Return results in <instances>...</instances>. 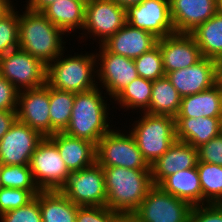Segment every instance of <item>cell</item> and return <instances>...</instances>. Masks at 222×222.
I'll list each match as a JSON object with an SVG mask.
<instances>
[{
    "label": "cell",
    "mask_w": 222,
    "mask_h": 222,
    "mask_svg": "<svg viewBox=\"0 0 222 222\" xmlns=\"http://www.w3.org/2000/svg\"><path fill=\"white\" fill-rule=\"evenodd\" d=\"M198 152L192 145L176 140L170 148L152 165L151 175L153 185L158 186L166 177L197 167Z\"/></svg>",
    "instance_id": "cell-20"
},
{
    "label": "cell",
    "mask_w": 222,
    "mask_h": 222,
    "mask_svg": "<svg viewBox=\"0 0 222 222\" xmlns=\"http://www.w3.org/2000/svg\"><path fill=\"white\" fill-rule=\"evenodd\" d=\"M86 1L57 0L47 6L42 13L67 36L71 35L74 38L72 32L80 35L85 24Z\"/></svg>",
    "instance_id": "cell-23"
},
{
    "label": "cell",
    "mask_w": 222,
    "mask_h": 222,
    "mask_svg": "<svg viewBox=\"0 0 222 222\" xmlns=\"http://www.w3.org/2000/svg\"><path fill=\"white\" fill-rule=\"evenodd\" d=\"M192 205L153 186L128 222H189Z\"/></svg>",
    "instance_id": "cell-8"
},
{
    "label": "cell",
    "mask_w": 222,
    "mask_h": 222,
    "mask_svg": "<svg viewBox=\"0 0 222 222\" xmlns=\"http://www.w3.org/2000/svg\"><path fill=\"white\" fill-rule=\"evenodd\" d=\"M134 64L138 76L144 79L154 81L166 75L163 67L162 54L158 45L134 59Z\"/></svg>",
    "instance_id": "cell-34"
},
{
    "label": "cell",
    "mask_w": 222,
    "mask_h": 222,
    "mask_svg": "<svg viewBox=\"0 0 222 222\" xmlns=\"http://www.w3.org/2000/svg\"><path fill=\"white\" fill-rule=\"evenodd\" d=\"M217 84L222 87V57L216 60Z\"/></svg>",
    "instance_id": "cell-44"
},
{
    "label": "cell",
    "mask_w": 222,
    "mask_h": 222,
    "mask_svg": "<svg viewBox=\"0 0 222 222\" xmlns=\"http://www.w3.org/2000/svg\"><path fill=\"white\" fill-rule=\"evenodd\" d=\"M120 6L127 8L129 5H134L139 3L141 0H114Z\"/></svg>",
    "instance_id": "cell-45"
},
{
    "label": "cell",
    "mask_w": 222,
    "mask_h": 222,
    "mask_svg": "<svg viewBox=\"0 0 222 222\" xmlns=\"http://www.w3.org/2000/svg\"><path fill=\"white\" fill-rule=\"evenodd\" d=\"M133 120L129 127H124L134 137L144 160L152 166L177 140L175 117L141 112Z\"/></svg>",
    "instance_id": "cell-5"
},
{
    "label": "cell",
    "mask_w": 222,
    "mask_h": 222,
    "mask_svg": "<svg viewBox=\"0 0 222 222\" xmlns=\"http://www.w3.org/2000/svg\"><path fill=\"white\" fill-rule=\"evenodd\" d=\"M0 222H42L39 193L28 204L1 214Z\"/></svg>",
    "instance_id": "cell-37"
},
{
    "label": "cell",
    "mask_w": 222,
    "mask_h": 222,
    "mask_svg": "<svg viewBox=\"0 0 222 222\" xmlns=\"http://www.w3.org/2000/svg\"><path fill=\"white\" fill-rule=\"evenodd\" d=\"M96 45L99 50L93 51L96 56L97 86L103 88L112 101L138 77V73L133 59L111 53L97 43Z\"/></svg>",
    "instance_id": "cell-11"
},
{
    "label": "cell",
    "mask_w": 222,
    "mask_h": 222,
    "mask_svg": "<svg viewBox=\"0 0 222 222\" xmlns=\"http://www.w3.org/2000/svg\"><path fill=\"white\" fill-rule=\"evenodd\" d=\"M176 33H190L218 12V0H169Z\"/></svg>",
    "instance_id": "cell-18"
},
{
    "label": "cell",
    "mask_w": 222,
    "mask_h": 222,
    "mask_svg": "<svg viewBox=\"0 0 222 222\" xmlns=\"http://www.w3.org/2000/svg\"><path fill=\"white\" fill-rule=\"evenodd\" d=\"M181 97L200 93L217 84L216 60L203 57L194 65L166 74Z\"/></svg>",
    "instance_id": "cell-17"
},
{
    "label": "cell",
    "mask_w": 222,
    "mask_h": 222,
    "mask_svg": "<svg viewBox=\"0 0 222 222\" xmlns=\"http://www.w3.org/2000/svg\"><path fill=\"white\" fill-rule=\"evenodd\" d=\"M40 191L0 188V215L12 209L20 208L32 201Z\"/></svg>",
    "instance_id": "cell-36"
},
{
    "label": "cell",
    "mask_w": 222,
    "mask_h": 222,
    "mask_svg": "<svg viewBox=\"0 0 222 222\" xmlns=\"http://www.w3.org/2000/svg\"><path fill=\"white\" fill-rule=\"evenodd\" d=\"M152 84V80L138 76L112 100L113 105L117 103L116 105L124 112L132 110V113L134 110L138 116L139 113L145 112L149 107Z\"/></svg>",
    "instance_id": "cell-29"
},
{
    "label": "cell",
    "mask_w": 222,
    "mask_h": 222,
    "mask_svg": "<svg viewBox=\"0 0 222 222\" xmlns=\"http://www.w3.org/2000/svg\"><path fill=\"white\" fill-rule=\"evenodd\" d=\"M108 98L110 97L99 86L75 93L71 120L64 132L97 145L98 141L115 126L111 121L113 118L110 119L109 115L116 106L110 108L113 101H109Z\"/></svg>",
    "instance_id": "cell-1"
},
{
    "label": "cell",
    "mask_w": 222,
    "mask_h": 222,
    "mask_svg": "<svg viewBox=\"0 0 222 222\" xmlns=\"http://www.w3.org/2000/svg\"><path fill=\"white\" fill-rule=\"evenodd\" d=\"M60 191L78 206H106L104 169L95 162L72 172Z\"/></svg>",
    "instance_id": "cell-9"
},
{
    "label": "cell",
    "mask_w": 222,
    "mask_h": 222,
    "mask_svg": "<svg viewBox=\"0 0 222 222\" xmlns=\"http://www.w3.org/2000/svg\"><path fill=\"white\" fill-rule=\"evenodd\" d=\"M39 205L42 222H76L78 205L60 190H41Z\"/></svg>",
    "instance_id": "cell-26"
},
{
    "label": "cell",
    "mask_w": 222,
    "mask_h": 222,
    "mask_svg": "<svg viewBox=\"0 0 222 222\" xmlns=\"http://www.w3.org/2000/svg\"><path fill=\"white\" fill-rule=\"evenodd\" d=\"M0 176L1 187L41 191L33 179L29 166L2 165Z\"/></svg>",
    "instance_id": "cell-32"
},
{
    "label": "cell",
    "mask_w": 222,
    "mask_h": 222,
    "mask_svg": "<svg viewBox=\"0 0 222 222\" xmlns=\"http://www.w3.org/2000/svg\"><path fill=\"white\" fill-rule=\"evenodd\" d=\"M65 37L68 36L42 12L30 10L26 6L19 11L18 48L46 66L67 48Z\"/></svg>",
    "instance_id": "cell-2"
},
{
    "label": "cell",
    "mask_w": 222,
    "mask_h": 222,
    "mask_svg": "<svg viewBox=\"0 0 222 222\" xmlns=\"http://www.w3.org/2000/svg\"><path fill=\"white\" fill-rule=\"evenodd\" d=\"M57 0H25V4L23 6H26L28 9L42 12L47 6L54 3Z\"/></svg>",
    "instance_id": "cell-42"
},
{
    "label": "cell",
    "mask_w": 222,
    "mask_h": 222,
    "mask_svg": "<svg viewBox=\"0 0 222 222\" xmlns=\"http://www.w3.org/2000/svg\"><path fill=\"white\" fill-rule=\"evenodd\" d=\"M189 222H222V208L217 204H202L193 206Z\"/></svg>",
    "instance_id": "cell-39"
},
{
    "label": "cell",
    "mask_w": 222,
    "mask_h": 222,
    "mask_svg": "<svg viewBox=\"0 0 222 222\" xmlns=\"http://www.w3.org/2000/svg\"><path fill=\"white\" fill-rule=\"evenodd\" d=\"M14 5L0 18V56L18 49L19 11Z\"/></svg>",
    "instance_id": "cell-33"
},
{
    "label": "cell",
    "mask_w": 222,
    "mask_h": 222,
    "mask_svg": "<svg viewBox=\"0 0 222 222\" xmlns=\"http://www.w3.org/2000/svg\"><path fill=\"white\" fill-rule=\"evenodd\" d=\"M75 93L50 87L51 135L64 132L71 120Z\"/></svg>",
    "instance_id": "cell-30"
},
{
    "label": "cell",
    "mask_w": 222,
    "mask_h": 222,
    "mask_svg": "<svg viewBox=\"0 0 222 222\" xmlns=\"http://www.w3.org/2000/svg\"><path fill=\"white\" fill-rule=\"evenodd\" d=\"M2 165L0 164V172H1ZM0 188H1V176H0Z\"/></svg>",
    "instance_id": "cell-48"
},
{
    "label": "cell",
    "mask_w": 222,
    "mask_h": 222,
    "mask_svg": "<svg viewBox=\"0 0 222 222\" xmlns=\"http://www.w3.org/2000/svg\"><path fill=\"white\" fill-rule=\"evenodd\" d=\"M50 86L46 83L39 88L19 91L17 120L40 132L44 137L51 136Z\"/></svg>",
    "instance_id": "cell-15"
},
{
    "label": "cell",
    "mask_w": 222,
    "mask_h": 222,
    "mask_svg": "<svg viewBox=\"0 0 222 222\" xmlns=\"http://www.w3.org/2000/svg\"><path fill=\"white\" fill-rule=\"evenodd\" d=\"M76 222H128V218L107 206H78Z\"/></svg>",
    "instance_id": "cell-35"
},
{
    "label": "cell",
    "mask_w": 222,
    "mask_h": 222,
    "mask_svg": "<svg viewBox=\"0 0 222 222\" xmlns=\"http://www.w3.org/2000/svg\"><path fill=\"white\" fill-rule=\"evenodd\" d=\"M56 146L69 172H76L96 162V145L90 141L57 132L48 137Z\"/></svg>",
    "instance_id": "cell-21"
},
{
    "label": "cell",
    "mask_w": 222,
    "mask_h": 222,
    "mask_svg": "<svg viewBox=\"0 0 222 222\" xmlns=\"http://www.w3.org/2000/svg\"><path fill=\"white\" fill-rule=\"evenodd\" d=\"M190 34L203 57L214 60L222 57V14L217 12L206 22L198 25Z\"/></svg>",
    "instance_id": "cell-28"
},
{
    "label": "cell",
    "mask_w": 222,
    "mask_h": 222,
    "mask_svg": "<svg viewBox=\"0 0 222 222\" xmlns=\"http://www.w3.org/2000/svg\"><path fill=\"white\" fill-rule=\"evenodd\" d=\"M198 161L222 166V132L197 147Z\"/></svg>",
    "instance_id": "cell-38"
},
{
    "label": "cell",
    "mask_w": 222,
    "mask_h": 222,
    "mask_svg": "<svg viewBox=\"0 0 222 222\" xmlns=\"http://www.w3.org/2000/svg\"><path fill=\"white\" fill-rule=\"evenodd\" d=\"M64 50L47 66L46 83L53 88L79 93L97 87L96 56L93 51L67 55ZM65 53V55H64Z\"/></svg>",
    "instance_id": "cell-4"
},
{
    "label": "cell",
    "mask_w": 222,
    "mask_h": 222,
    "mask_svg": "<svg viewBox=\"0 0 222 222\" xmlns=\"http://www.w3.org/2000/svg\"><path fill=\"white\" fill-rule=\"evenodd\" d=\"M153 34L126 23L101 45L109 52L136 59L157 45Z\"/></svg>",
    "instance_id": "cell-19"
},
{
    "label": "cell",
    "mask_w": 222,
    "mask_h": 222,
    "mask_svg": "<svg viewBox=\"0 0 222 222\" xmlns=\"http://www.w3.org/2000/svg\"><path fill=\"white\" fill-rule=\"evenodd\" d=\"M220 208H222V197L220 198V200L216 203Z\"/></svg>",
    "instance_id": "cell-47"
},
{
    "label": "cell",
    "mask_w": 222,
    "mask_h": 222,
    "mask_svg": "<svg viewBox=\"0 0 222 222\" xmlns=\"http://www.w3.org/2000/svg\"><path fill=\"white\" fill-rule=\"evenodd\" d=\"M181 98L165 75L153 81L149 107L145 112L176 117L180 110Z\"/></svg>",
    "instance_id": "cell-27"
},
{
    "label": "cell",
    "mask_w": 222,
    "mask_h": 222,
    "mask_svg": "<svg viewBox=\"0 0 222 222\" xmlns=\"http://www.w3.org/2000/svg\"><path fill=\"white\" fill-rule=\"evenodd\" d=\"M29 167L40 190H60L70 175L57 146L48 137L38 144Z\"/></svg>",
    "instance_id": "cell-12"
},
{
    "label": "cell",
    "mask_w": 222,
    "mask_h": 222,
    "mask_svg": "<svg viewBox=\"0 0 222 222\" xmlns=\"http://www.w3.org/2000/svg\"><path fill=\"white\" fill-rule=\"evenodd\" d=\"M16 120V111L0 110V139L7 133Z\"/></svg>",
    "instance_id": "cell-41"
},
{
    "label": "cell",
    "mask_w": 222,
    "mask_h": 222,
    "mask_svg": "<svg viewBox=\"0 0 222 222\" xmlns=\"http://www.w3.org/2000/svg\"><path fill=\"white\" fill-rule=\"evenodd\" d=\"M126 24V8L114 0H87L85 5V24L79 43L87 39L101 45ZM85 38V39H84ZM87 38V39H86ZM84 40V41H83ZM96 40V41H95Z\"/></svg>",
    "instance_id": "cell-7"
},
{
    "label": "cell",
    "mask_w": 222,
    "mask_h": 222,
    "mask_svg": "<svg viewBox=\"0 0 222 222\" xmlns=\"http://www.w3.org/2000/svg\"><path fill=\"white\" fill-rule=\"evenodd\" d=\"M126 23L158 39L175 33L169 0H141L126 8Z\"/></svg>",
    "instance_id": "cell-13"
},
{
    "label": "cell",
    "mask_w": 222,
    "mask_h": 222,
    "mask_svg": "<svg viewBox=\"0 0 222 222\" xmlns=\"http://www.w3.org/2000/svg\"><path fill=\"white\" fill-rule=\"evenodd\" d=\"M218 12L222 14V0H218Z\"/></svg>",
    "instance_id": "cell-46"
},
{
    "label": "cell",
    "mask_w": 222,
    "mask_h": 222,
    "mask_svg": "<svg viewBox=\"0 0 222 222\" xmlns=\"http://www.w3.org/2000/svg\"><path fill=\"white\" fill-rule=\"evenodd\" d=\"M96 162L101 167L120 166L127 169L151 170L129 130L116 126L98 141Z\"/></svg>",
    "instance_id": "cell-6"
},
{
    "label": "cell",
    "mask_w": 222,
    "mask_h": 222,
    "mask_svg": "<svg viewBox=\"0 0 222 222\" xmlns=\"http://www.w3.org/2000/svg\"><path fill=\"white\" fill-rule=\"evenodd\" d=\"M165 74L194 65L203 58L190 33H173L158 39Z\"/></svg>",
    "instance_id": "cell-16"
},
{
    "label": "cell",
    "mask_w": 222,
    "mask_h": 222,
    "mask_svg": "<svg viewBox=\"0 0 222 222\" xmlns=\"http://www.w3.org/2000/svg\"><path fill=\"white\" fill-rule=\"evenodd\" d=\"M222 117V87L215 84L208 90L181 98L176 117Z\"/></svg>",
    "instance_id": "cell-24"
},
{
    "label": "cell",
    "mask_w": 222,
    "mask_h": 222,
    "mask_svg": "<svg viewBox=\"0 0 222 222\" xmlns=\"http://www.w3.org/2000/svg\"><path fill=\"white\" fill-rule=\"evenodd\" d=\"M44 136L16 120L0 139V164L29 166L30 159Z\"/></svg>",
    "instance_id": "cell-14"
},
{
    "label": "cell",
    "mask_w": 222,
    "mask_h": 222,
    "mask_svg": "<svg viewBox=\"0 0 222 222\" xmlns=\"http://www.w3.org/2000/svg\"><path fill=\"white\" fill-rule=\"evenodd\" d=\"M19 91L0 75V110L16 111Z\"/></svg>",
    "instance_id": "cell-40"
},
{
    "label": "cell",
    "mask_w": 222,
    "mask_h": 222,
    "mask_svg": "<svg viewBox=\"0 0 222 222\" xmlns=\"http://www.w3.org/2000/svg\"><path fill=\"white\" fill-rule=\"evenodd\" d=\"M177 140L197 148L222 132V117H175Z\"/></svg>",
    "instance_id": "cell-22"
},
{
    "label": "cell",
    "mask_w": 222,
    "mask_h": 222,
    "mask_svg": "<svg viewBox=\"0 0 222 222\" xmlns=\"http://www.w3.org/2000/svg\"><path fill=\"white\" fill-rule=\"evenodd\" d=\"M202 188V204H216L222 197V166L197 163Z\"/></svg>",
    "instance_id": "cell-31"
},
{
    "label": "cell",
    "mask_w": 222,
    "mask_h": 222,
    "mask_svg": "<svg viewBox=\"0 0 222 222\" xmlns=\"http://www.w3.org/2000/svg\"><path fill=\"white\" fill-rule=\"evenodd\" d=\"M46 72L45 64L19 48L0 56V75L18 91L45 85Z\"/></svg>",
    "instance_id": "cell-10"
},
{
    "label": "cell",
    "mask_w": 222,
    "mask_h": 222,
    "mask_svg": "<svg viewBox=\"0 0 222 222\" xmlns=\"http://www.w3.org/2000/svg\"><path fill=\"white\" fill-rule=\"evenodd\" d=\"M158 186L164 192L185 200L192 206L202 205V188L197 167L169 175Z\"/></svg>",
    "instance_id": "cell-25"
},
{
    "label": "cell",
    "mask_w": 222,
    "mask_h": 222,
    "mask_svg": "<svg viewBox=\"0 0 222 222\" xmlns=\"http://www.w3.org/2000/svg\"><path fill=\"white\" fill-rule=\"evenodd\" d=\"M15 4L14 0H0V18L6 14Z\"/></svg>",
    "instance_id": "cell-43"
},
{
    "label": "cell",
    "mask_w": 222,
    "mask_h": 222,
    "mask_svg": "<svg viewBox=\"0 0 222 222\" xmlns=\"http://www.w3.org/2000/svg\"><path fill=\"white\" fill-rule=\"evenodd\" d=\"M102 168L107 192L106 206L129 218L154 186L151 170L120 166Z\"/></svg>",
    "instance_id": "cell-3"
}]
</instances>
